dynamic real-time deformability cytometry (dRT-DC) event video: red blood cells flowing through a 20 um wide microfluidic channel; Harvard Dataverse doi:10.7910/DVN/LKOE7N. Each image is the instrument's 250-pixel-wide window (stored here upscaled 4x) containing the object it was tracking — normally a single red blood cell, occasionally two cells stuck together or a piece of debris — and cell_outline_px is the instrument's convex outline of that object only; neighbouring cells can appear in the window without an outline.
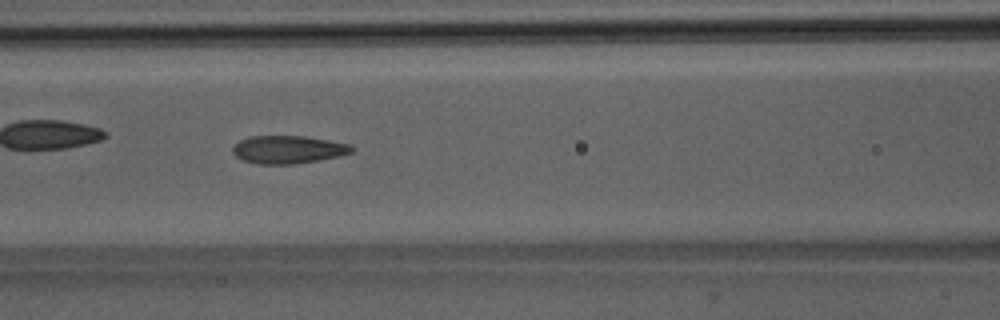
{"species": "Egyptian fruit bat (a non-hibernating species)", "species_latin": "Rousettus aegyptiacus", "temperature_condition": "room temperature", "stored_images_in_passage": 51, "camera_frame_rate_fps": 3000, "um_per_image_px": 0.085, "animal": {"sex": "male"}, "frame": {"image": 1, "passage_image": 22, "time_ms": 7.0, "image_size_px": [1000, 320], "cell_outline_px": [[352, 152], [340, 156], [296, 164], [256, 164], [244, 160], [236, 156], [232, 152], [232, 148], [240, 140], [248, 136], [304, 136], [352, 144]], "centroid_in_image_um": [24.49, 12.71], "position_along_channel_um": 142.1, "area_um2": 19.36}}
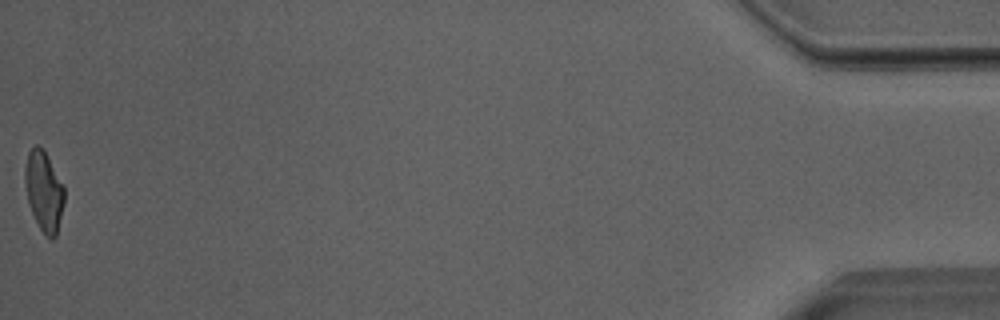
{"frame": {"image": 2, "passage_image": 51, "time_ms": 16.667, "image_size_px": [1000, 320], "cell_outline_px": [[64, 204], [56, 236], [52, 240], [44, 236], [28, 204], [24, 180], [24, 168], [28, 152], [36, 144], [44, 148], [64, 184]], "centroid_in_image_um": [3.74, 16.22], "position_along_channel_um": 431.5, "area_um2": 18.73}, "authors_computed_cell_mechanics": {"area_um2": 19.363, "velocity_mm_per_s": 4.0218, "shape_relaxation_time_tau1_ms": 6.9511, "shape_relaxation_time_tau2_ms": 1.5876, "deformation_change_tau1": 0.1658, "deformation_change_tau2": 0.1007}}